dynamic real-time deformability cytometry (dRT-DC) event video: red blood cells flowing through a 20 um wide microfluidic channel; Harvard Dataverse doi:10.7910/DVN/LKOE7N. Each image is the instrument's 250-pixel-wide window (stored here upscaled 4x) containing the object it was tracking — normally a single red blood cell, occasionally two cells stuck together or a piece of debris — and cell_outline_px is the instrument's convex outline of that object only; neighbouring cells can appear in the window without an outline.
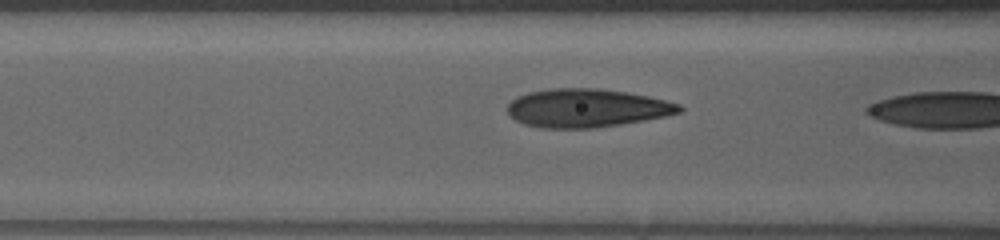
{"species": "human", "species_latin": "Homo sapiens", "temperature_condition": "warm", "stored_images_in_passage": 42, "camera_frame_rate_fps": 3000, "um_per_image_px": 0.085, "donor": {"sex": "female"}, "frame": {"image": 1, "passage_image": 40, "time_ms": 13.0, "image_size_px": [1000, 240], "cell_outline_px": [[684, 108], [680, 112], [664, 116], [644, 120], [620, 124], [592, 128], [540, 128], [524, 124], [508, 116], [508, 104], [516, 96], [528, 92], [552, 88], [600, 88], [628, 92], [648, 96], [680, 104]], "centroid_in_image_um": [49.84, 9.18], "position_along_channel_um": 116.8, "area_um2": 38.55}}